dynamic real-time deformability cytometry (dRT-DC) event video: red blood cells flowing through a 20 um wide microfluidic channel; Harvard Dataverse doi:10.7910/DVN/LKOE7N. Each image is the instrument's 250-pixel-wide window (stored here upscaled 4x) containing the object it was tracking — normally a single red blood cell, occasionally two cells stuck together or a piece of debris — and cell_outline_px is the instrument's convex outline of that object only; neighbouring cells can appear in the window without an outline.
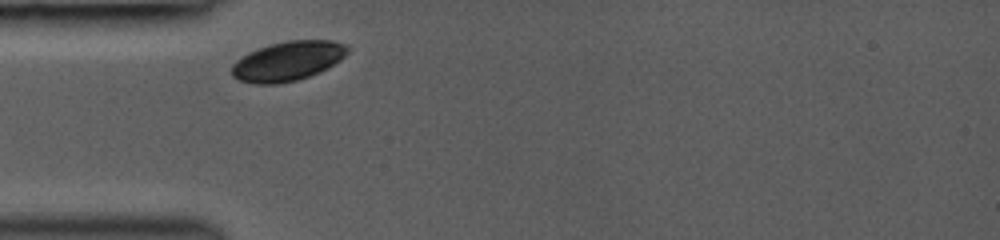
{"species": "common noctule bat (a hibernating species)", "species_latin": "Nyctalus noctula", "temperature_condition": "room temperature", "stored_images_in_passage": 27, "camera_frame_rate_fps": 3000, "um_per_image_px": 0.085, "animal": {"sex": "female", "body_mass_g": 19.0, "forearm_length_mm": 53.3}, "frame": {"image": 1, "passage_image": 1, "time_ms": 0.0, "image_size_px": [1000, 240], "cell_outline_px": [[348, 52], [340, 60], [328, 68], [320, 72], [296, 80], [276, 84], [256, 84], [240, 80], [232, 76], [232, 64], [236, 60], [248, 52], [272, 44], [288, 40], [332, 40], [344, 44], [348, 48]], "centroid_in_image_um": [24.46, 5.19], "position_along_channel_um": 60.5, "area_um2": 26.47}}
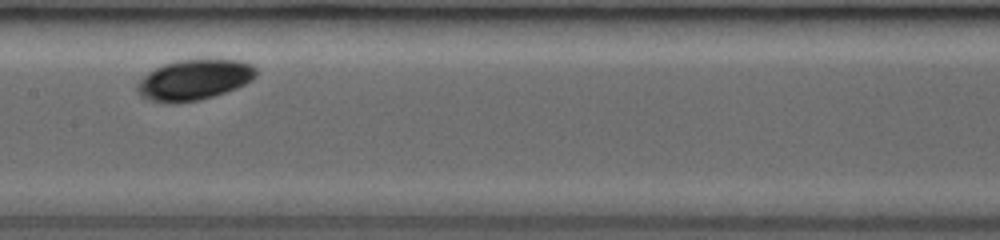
{"frame": {"image": 2, "passage_image": 11, "time_ms": 3.333, "image_size_px": [1000, 240], "cell_outline_px": [[256, 76], [252, 80], [236, 88], [200, 100], [172, 104], [148, 100], [140, 96], [136, 92], [136, 84], [148, 72], [164, 64], [176, 60], [240, 60], [252, 64], [256, 68]], "centroid_in_image_um": [16.47, 6.8], "position_along_channel_um": 190.9, "area_um2": 28.09}}
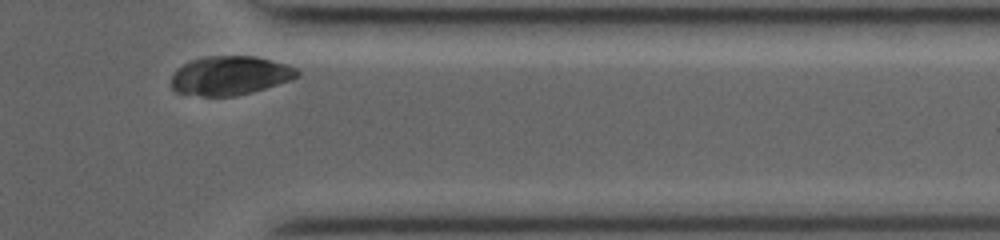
{"frame": {"image": 3, "passage_image": 26, "time_ms": 8.333, "image_size_px": [1000, 240], "cell_outline_px": [[300, 76], [292, 80], [252, 92], [236, 96], [200, 96], [176, 92], [172, 88], [172, 76], [176, 68], [192, 60], [204, 56], [256, 56], [284, 64], [296, 68], [300, 72]], "centroid_in_image_um": [19.55, 6.43], "position_along_channel_um": 391.8, "area_um2": 28.67}, "authors_computed_cell_mechanics": {"area_um2": 28.0908, "velocity_mm_per_s": 3.9884, "shape_relaxation_time_tau1_ms": 0.537, "shape_relaxation_time_tau2_ms": null, "deformation_change_tau1": 0.038, "deformation_change_tau2": null}}